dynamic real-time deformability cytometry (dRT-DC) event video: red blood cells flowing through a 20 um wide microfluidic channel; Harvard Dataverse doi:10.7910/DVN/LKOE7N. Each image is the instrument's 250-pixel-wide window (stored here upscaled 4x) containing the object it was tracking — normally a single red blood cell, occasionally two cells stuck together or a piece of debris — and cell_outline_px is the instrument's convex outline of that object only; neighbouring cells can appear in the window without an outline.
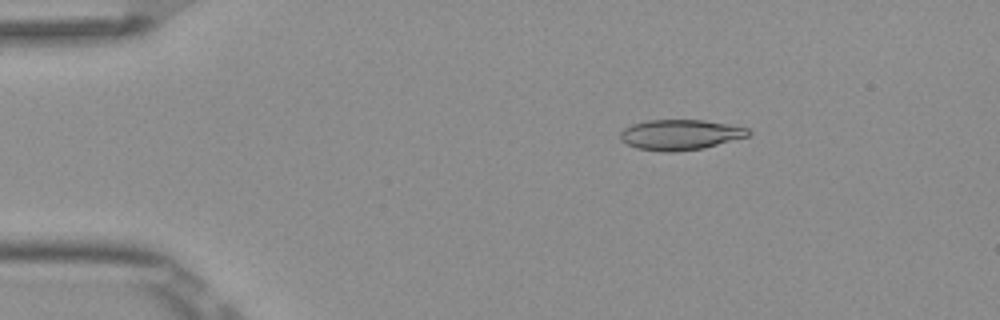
{"species": "Egyptian fruit bat (a non-hibernating species)", "species_latin": "Rousettus aegyptiacus", "temperature_condition": "room temperature", "stored_images_in_passage": 4, "camera_frame_rate_fps": 3000, "um_per_image_px": 0.085, "frame": {"image": 1, "passage_image": 3, "time_ms": 0.667, "image_size_px": [1000, 320], "cell_outline_px": [[752, 132], [748, 136], [704, 148], [676, 152], [664, 152], [636, 148], [620, 140], [620, 132], [624, 128], [632, 124], [648, 120], [704, 120], [748, 128]], "centroid_in_image_um": [57.8, 11.45], "position_along_channel_um": 27.2, "area_um2": 22.66}}